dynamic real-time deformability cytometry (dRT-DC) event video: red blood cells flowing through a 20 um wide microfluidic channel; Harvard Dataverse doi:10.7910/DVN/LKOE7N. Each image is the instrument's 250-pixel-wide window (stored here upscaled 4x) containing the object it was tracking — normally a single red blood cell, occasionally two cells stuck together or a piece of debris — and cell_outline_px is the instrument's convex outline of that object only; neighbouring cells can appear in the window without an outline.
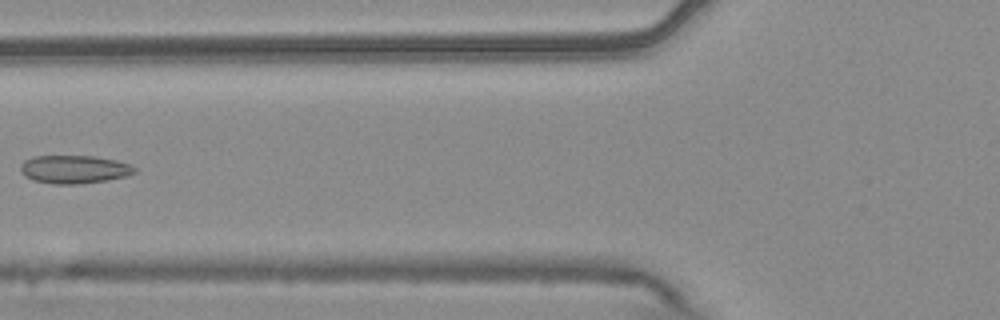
{"species": "common noctule bat (a hibernating species)", "species_latin": "Nyctalus noctula", "temperature_condition": "warm", "stored_images_in_passage": 6, "camera_frame_rate_fps": 3000, "um_per_image_px": 0.085, "animal": {"sex": "male", "body_mass_g": 20.4}, "frame": {"image": 1, "passage_image": 5, "time_ms": 1.333, "image_size_px": [1000, 320], "cell_outline_px": [[136, 172], [128, 176], [104, 180], [76, 184], [52, 184], [32, 180], [24, 176], [20, 172], [20, 164], [24, 160], [36, 156], [96, 156], [116, 160], [128, 164], [136, 168]], "centroid_in_image_um": [6.27, 14.39], "position_along_channel_um": 119.5, "area_um2": 18.79}}
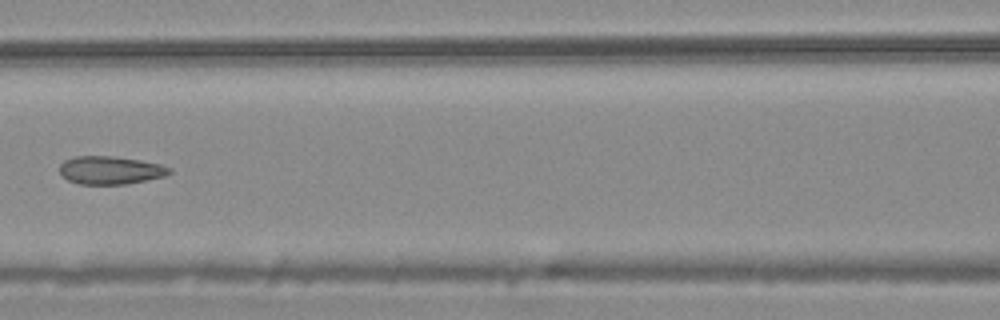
{"frame": {"image": 2, "passage_image": 6, "time_ms": 1.667, "image_size_px": [1000, 320], "cell_outline_px": [[172, 172], [164, 176], [128, 184], [80, 184], [68, 180], [60, 172], [60, 164], [64, 160], [76, 156], [112, 156], [140, 160], [160, 164], [172, 168]], "centroid_in_image_um": [9.39, 14.46], "position_along_channel_um": 157.2, "area_um2": 17.92}}